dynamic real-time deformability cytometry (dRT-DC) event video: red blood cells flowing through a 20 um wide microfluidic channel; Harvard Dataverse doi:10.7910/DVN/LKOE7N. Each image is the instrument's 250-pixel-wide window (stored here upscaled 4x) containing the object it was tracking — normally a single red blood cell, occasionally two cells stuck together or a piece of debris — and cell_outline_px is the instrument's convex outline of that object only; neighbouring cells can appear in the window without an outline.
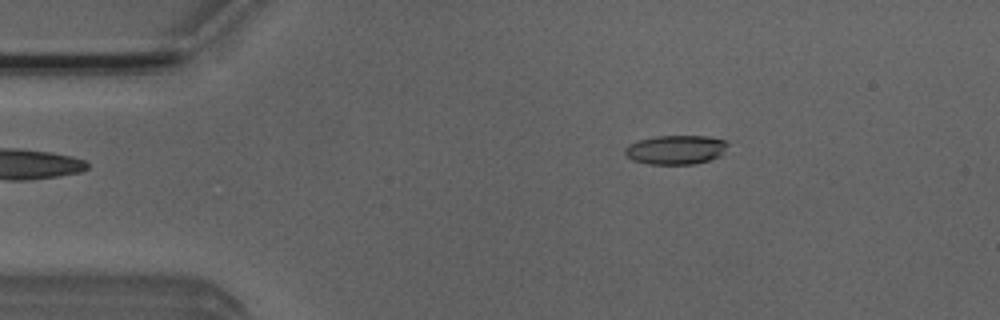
{"species": "Egyptian fruit bat (a non-hibernating species)", "species_latin": "Rousettus aegyptiacus", "temperature_condition": "room temperature", "stored_images_in_passage": 4, "camera_frame_rate_fps": 3000, "um_per_image_px": 0.085, "animal": {"sex": "male"}, "frame": {"image": 1, "passage_image": 2, "time_ms": 0.333, "image_size_px": [1000, 320], "cell_outline_px": [[728, 144], [720, 156], [708, 160], [692, 164], [648, 164], [632, 160], [624, 152], [624, 148], [628, 144], [636, 140], [656, 136], [708, 136], [728, 140]], "centroid_in_image_um": [57.42, 12.71], "position_along_channel_um": 27.6, "area_um2": 17.57}}